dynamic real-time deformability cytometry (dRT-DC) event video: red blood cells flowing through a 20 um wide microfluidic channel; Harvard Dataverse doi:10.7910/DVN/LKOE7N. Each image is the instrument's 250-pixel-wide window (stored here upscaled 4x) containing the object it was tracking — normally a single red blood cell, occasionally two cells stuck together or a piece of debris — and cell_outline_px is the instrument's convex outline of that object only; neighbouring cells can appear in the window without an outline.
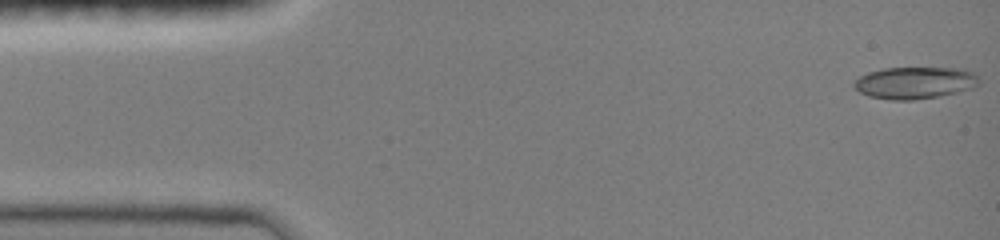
{"species": "common noctule bat (a hibernating species)", "species_latin": "Nyctalus noctula", "temperature_condition": "room temperature", "stored_images_in_passage": 47, "camera_frame_rate_fps": 3000, "um_per_image_px": 0.085, "animal": {"sex": "female", "body_mass_g": 19.0, "forearm_length_mm": 51.5}, "frame": {"image": 1, "passage_image": 1, "time_ms": 0.0, "image_size_px": [1000, 240], "cell_outline_px": [[980, 84], [972, 88], [956, 92], [936, 96], [912, 100], [892, 100], [868, 96], [860, 92], [852, 84], [860, 76], [868, 72], [884, 68], [964, 68], [972, 72], [980, 80]], "centroid_in_image_um": [77.76, 7.03], "position_along_channel_um": 7.2, "area_um2": 23.18}}
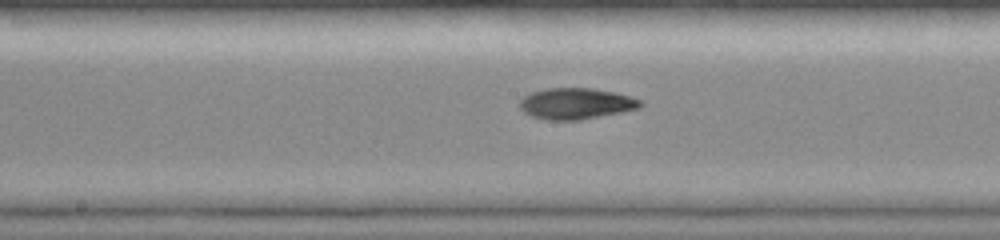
{"frame": {"image": 2, "passage_image": 24, "time_ms": 7.667, "image_size_px": [1000, 240], "cell_outline_px": [[644, 104], [640, 108], [580, 120], [548, 120], [532, 116], [524, 112], [520, 108], [520, 100], [524, 96], [532, 92], [544, 88], [592, 88], [616, 92], [640, 100]], "centroid_in_image_um": [48.96, 8.8], "position_along_channel_um": 199.2, "area_um2": 21.85}}
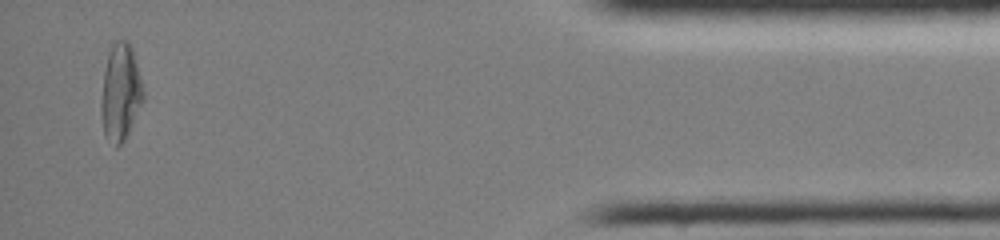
{"frame": {"image": 3, "passage_image": 45, "time_ms": 14.667, "image_size_px": [1000, 240], "cell_outline_px": [[144, 100], [124, 140], [116, 148], [104, 136], [100, 116], [100, 104], [104, 68], [112, 44], [116, 40], [128, 40], [132, 48], [140, 76], [144, 92]], "centroid_in_image_um": [10.22, 7.87], "position_along_channel_um": 425.0, "area_um2": 23.93}, "authors_computed_cell_mechanics": {"area_um2": 21.9062, "velocity_mm_per_s": 4.0506, "shape_relaxation_time_tau1_ms": 9.0554, "shape_relaxation_time_tau2_ms": 8.1287, "deformation_change_tau1": 0.2409, "deformation_change_tau2": 0.1559}}